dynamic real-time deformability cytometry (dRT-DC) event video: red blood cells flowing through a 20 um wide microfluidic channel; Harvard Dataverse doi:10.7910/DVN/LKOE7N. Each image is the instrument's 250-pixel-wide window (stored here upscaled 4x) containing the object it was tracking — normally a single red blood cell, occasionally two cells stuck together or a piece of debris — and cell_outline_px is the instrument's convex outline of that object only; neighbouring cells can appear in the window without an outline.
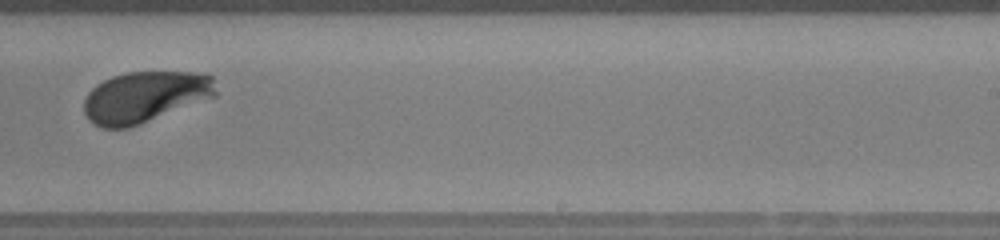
{"species": "human", "species_latin": "Homo sapiens", "temperature_condition": "warm", "stored_images_in_passage": 31, "camera_frame_rate_fps": 3000, "um_per_image_px": 0.085, "donor": {"sex": "female"}, "frame": {"image": 1, "passage_image": 22, "time_ms": 7.0, "image_size_px": [1000, 240], "cell_outline_px": [[216, 96], [140, 124], [128, 128], [100, 128], [92, 124], [88, 120], [84, 112], [84, 100], [88, 92], [96, 84], [112, 76], [128, 72], [196, 72], [212, 76], [216, 92]], "centroid_in_image_um": [12.28, 8.24], "position_along_channel_um": 276.7, "area_um2": 39.36}, "authors_computed_cell_mechanics": {"area_um2": 39.5352, "velocity_mm_per_s": 4.1593, "shape_relaxation_time_tau1_ms": 1.6781, "shape_relaxation_time_tau2_ms": null, "deformation_change_tau1": 0.1505, "deformation_change_tau2": null}}